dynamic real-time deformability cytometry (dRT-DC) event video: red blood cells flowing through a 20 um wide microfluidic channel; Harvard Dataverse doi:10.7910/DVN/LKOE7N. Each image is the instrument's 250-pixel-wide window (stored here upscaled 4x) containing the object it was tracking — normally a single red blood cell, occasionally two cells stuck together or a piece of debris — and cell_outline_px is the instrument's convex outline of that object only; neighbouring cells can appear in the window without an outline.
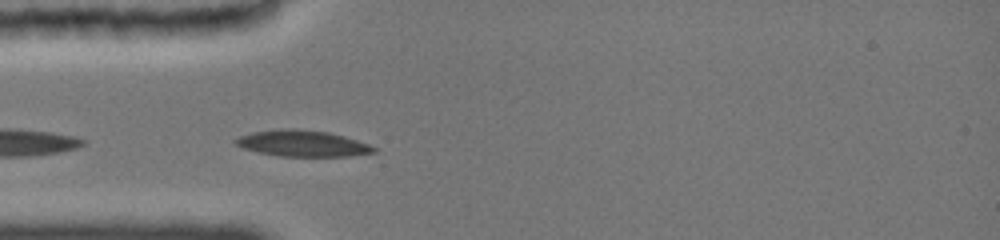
{"species": "common noctule bat (a hibernating species)", "species_latin": "Nyctalus noctula", "temperature_condition": "cold", "stored_images_in_passage": 5, "camera_frame_rate_fps": 3000, "um_per_image_px": 0.085, "animal": {"sex": "female", "body_mass_g": 19.0, "forearm_length_mm": 51.5}, "frame": {"image": 1, "passage_image": 2, "time_ms": 0.333, "image_size_px": [1000, 240], "cell_outline_px": [[376, 152], [352, 156], [276, 156], [256, 152], [244, 148], [236, 144], [232, 140], [240, 136], [256, 132], [328, 132], [356, 140], [368, 144], [376, 148]], "centroid_in_image_um": [25.76, 12.26], "position_along_channel_um": 59.2, "area_um2": 19.77}}